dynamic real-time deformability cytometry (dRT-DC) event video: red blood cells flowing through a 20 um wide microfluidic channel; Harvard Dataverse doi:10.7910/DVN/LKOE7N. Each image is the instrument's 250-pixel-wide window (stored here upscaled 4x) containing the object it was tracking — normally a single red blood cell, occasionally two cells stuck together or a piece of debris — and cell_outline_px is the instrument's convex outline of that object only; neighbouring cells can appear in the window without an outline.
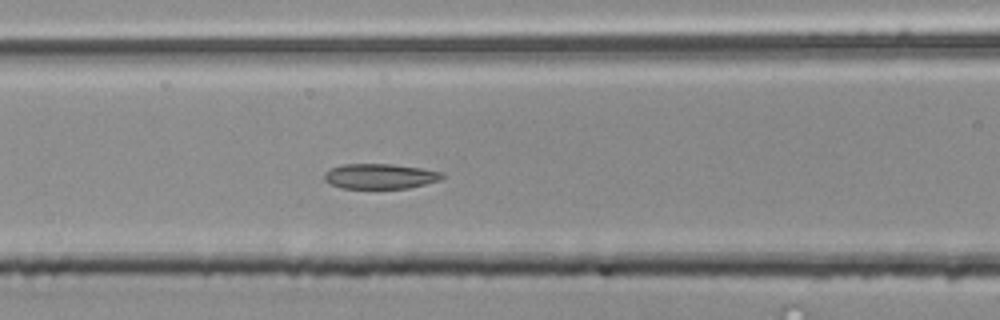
{"species": "common noctule bat (a hibernating species)", "species_latin": "Nyctalus noctula", "temperature_condition": "room temperature", "stored_images_in_passage": 50, "segment_of_instrument_passage": [2, 2], "camera_frame_rate_fps": 3000, "um_per_image_px": 0.085, "animal": {"sex": "male", "body_mass_g": 20.4}, "frame": {"image": 1, "passage_image": 19, "time_ms": 6.0, "image_size_px": [1000, 320], "cell_outline_px": [[444, 176], [440, 180], [408, 188], [340, 188], [328, 184], [324, 180], [324, 172], [332, 168], [344, 164], [392, 164], [420, 168], [444, 172]], "centroid_in_image_um": [32.28, 14.98], "position_along_channel_um": 134.3, "area_um2": 17.28}}
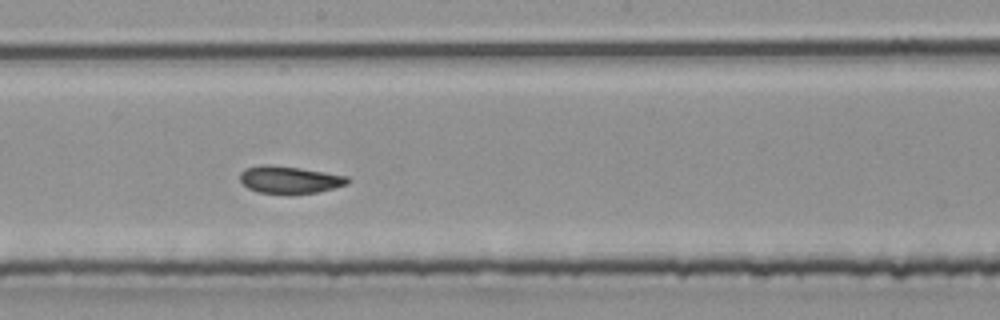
{"frame": {"image": 2, "passage_image": 26, "time_ms": 8.333, "image_size_px": [1000, 320], "cell_outline_px": [[352, 180], [348, 184], [316, 192], [288, 196], [284, 196], [260, 192], [248, 188], [240, 180], [240, 172], [244, 168], [264, 164], [268, 164], [300, 168], [348, 176]], "centroid_in_image_um": [24.61, 15.3], "position_along_channel_um": 223.6, "area_um2": 17.57}}
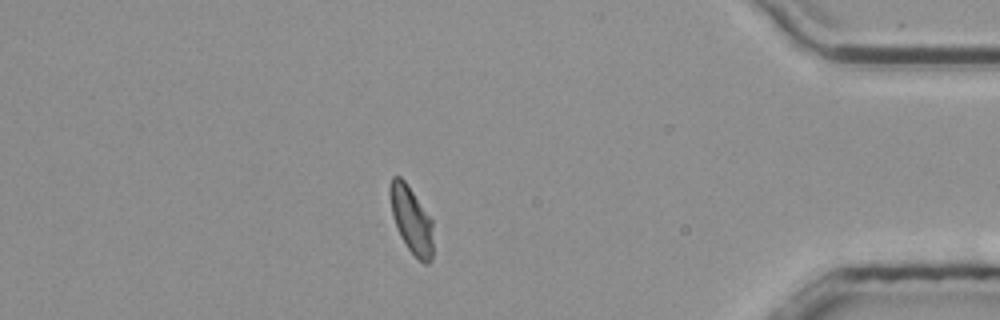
{"frame": {"image": 3, "passage_image": 43, "time_ms": 14.0, "image_size_px": [1000, 320], "cell_outline_px": [[432, 260], [428, 264], [424, 264], [408, 248], [400, 236], [396, 228], [392, 216], [388, 192], [388, 188], [392, 176], [400, 176], [404, 180], [432, 220]], "centroid_in_image_um": [34.93, 18.67], "position_along_channel_um": 400.3, "area_um2": 16.76}}